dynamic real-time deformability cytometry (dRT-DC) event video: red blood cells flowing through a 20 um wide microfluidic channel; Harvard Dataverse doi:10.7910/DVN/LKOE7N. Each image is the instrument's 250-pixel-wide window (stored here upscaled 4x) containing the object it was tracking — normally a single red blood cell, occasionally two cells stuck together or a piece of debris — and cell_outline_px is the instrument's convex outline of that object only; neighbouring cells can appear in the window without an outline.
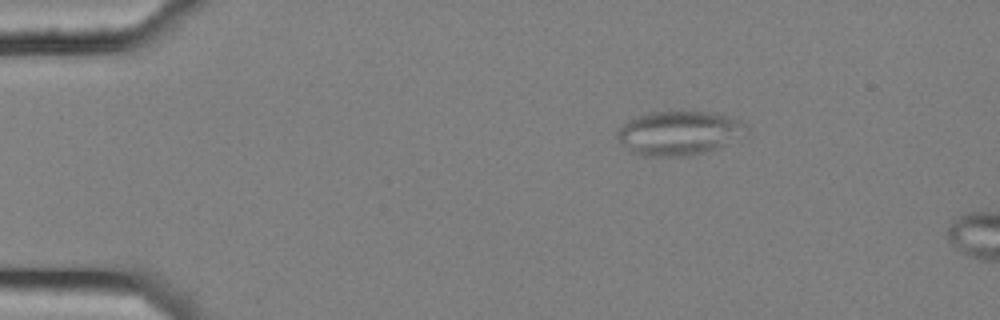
{"species": "common noctule bat (a hibernating species)", "species_latin": "Nyctalus noctula", "temperature_condition": "cold", "stored_images_in_passage": 3, "camera_frame_rate_fps": 3000, "um_per_image_px": 0.085, "animal": {"sex": "female", "body_mass_g": 25.1}, "frame": {"image": 1, "passage_image": 1, "time_ms": 0.0, "image_size_px": [1000, 320], "cell_outline_px": [[748, 132], [716, 148], [704, 152], [684, 156], [644, 156], [628, 152], [616, 136], [616, 132], [628, 120], [636, 116], [652, 112], [716, 112], [740, 120], [748, 124]], "centroid_in_image_um": [57.69, 11.3], "position_along_channel_um": 27.3, "area_um2": 33.12}}